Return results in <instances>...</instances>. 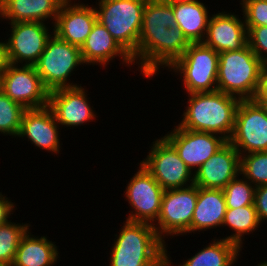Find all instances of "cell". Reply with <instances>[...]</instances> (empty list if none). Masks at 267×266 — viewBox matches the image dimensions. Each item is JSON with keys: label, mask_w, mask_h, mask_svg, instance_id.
I'll list each match as a JSON object with an SVG mask.
<instances>
[{"label": "cell", "mask_w": 267, "mask_h": 266, "mask_svg": "<svg viewBox=\"0 0 267 266\" xmlns=\"http://www.w3.org/2000/svg\"><path fill=\"white\" fill-rule=\"evenodd\" d=\"M187 97V106L178 126L186 130L217 134L229 141L241 99L218 90L192 93Z\"/></svg>", "instance_id": "6da1fadb"}, {"label": "cell", "mask_w": 267, "mask_h": 266, "mask_svg": "<svg viewBox=\"0 0 267 266\" xmlns=\"http://www.w3.org/2000/svg\"><path fill=\"white\" fill-rule=\"evenodd\" d=\"M115 234L109 266H166V244L153 225L125 221Z\"/></svg>", "instance_id": "7a4b0ae2"}, {"label": "cell", "mask_w": 267, "mask_h": 266, "mask_svg": "<svg viewBox=\"0 0 267 266\" xmlns=\"http://www.w3.org/2000/svg\"><path fill=\"white\" fill-rule=\"evenodd\" d=\"M176 26L172 3L147 0L138 42V68L150 79L163 68V35L166 28Z\"/></svg>", "instance_id": "3957f363"}, {"label": "cell", "mask_w": 267, "mask_h": 266, "mask_svg": "<svg viewBox=\"0 0 267 266\" xmlns=\"http://www.w3.org/2000/svg\"><path fill=\"white\" fill-rule=\"evenodd\" d=\"M264 64L247 44L219 53L217 90L241 100L253 99Z\"/></svg>", "instance_id": "277c9868"}, {"label": "cell", "mask_w": 267, "mask_h": 266, "mask_svg": "<svg viewBox=\"0 0 267 266\" xmlns=\"http://www.w3.org/2000/svg\"><path fill=\"white\" fill-rule=\"evenodd\" d=\"M147 0H98L95 7L97 21L119 45L132 57L138 59V42Z\"/></svg>", "instance_id": "5b68a950"}, {"label": "cell", "mask_w": 267, "mask_h": 266, "mask_svg": "<svg viewBox=\"0 0 267 266\" xmlns=\"http://www.w3.org/2000/svg\"><path fill=\"white\" fill-rule=\"evenodd\" d=\"M219 53L203 42L191 43L167 70L183 78L186 94L217 91Z\"/></svg>", "instance_id": "8992f818"}, {"label": "cell", "mask_w": 267, "mask_h": 266, "mask_svg": "<svg viewBox=\"0 0 267 266\" xmlns=\"http://www.w3.org/2000/svg\"><path fill=\"white\" fill-rule=\"evenodd\" d=\"M79 65L84 66L80 48L52 33L34 66L44 86L52 91L58 88L79 86V84L69 81V77Z\"/></svg>", "instance_id": "52a82bcc"}, {"label": "cell", "mask_w": 267, "mask_h": 266, "mask_svg": "<svg viewBox=\"0 0 267 266\" xmlns=\"http://www.w3.org/2000/svg\"><path fill=\"white\" fill-rule=\"evenodd\" d=\"M198 198V186L192 184L164 191L160 213L153 227L158 237L166 244V236L191 233V220Z\"/></svg>", "instance_id": "ba28073f"}, {"label": "cell", "mask_w": 267, "mask_h": 266, "mask_svg": "<svg viewBox=\"0 0 267 266\" xmlns=\"http://www.w3.org/2000/svg\"><path fill=\"white\" fill-rule=\"evenodd\" d=\"M145 159L140 163L164 189H177L194 184L192 172L175 148L161 137L153 141Z\"/></svg>", "instance_id": "9c48e42d"}, {"label": "cell", "mask_w": 267, "mask_h": 266, "mask_svg": "<svg viewBox=\"0 0 267 266\" xmlns=\"http://www.w3.org/2000/svg\"><path fill=\"white\" fill-rule=\"evenodd\" d=\"M229 142L240 155L267 151V107L253 99L241 100Z\"/></svg>", "instance_id": "30bf717a"}, {"label": "cell", "mask_w": 267, "mask_h": 266, "mask_svg": "<svg viewBox=\"0 0 267 266\" xmlns=\"http://www.w3.org/2000/svg\"><path fill=\"white\" fill-rule=\"evenodd\" d=\"M139 165L138 171L130 178L124 191L125 199L133 209L126 220L154 225L160 213L165 190L141 163Z\"/></svg>", "instance_id": "8fae6325"}, {"label": "cell", "mask_w": 267, "mask_h": 266, "mask_svg": "<svg viewBox=\"0 0 267 266\" xmlns=\"http://www.w3.org/2000/svg\"><path fill=\"white\" fill-rule=\"evenodd\" d=\"M1 91L25 109L48 106L49 90L44 86L34 65L8 63L2 74Z\"/></svg>", "instance_id": "7c38bea8"}, {"label": "cell", "mask_w": 267, "mask_h": 266, "mask_svg": "<svg viewBox=\"0 0 267 266\" xmlns=\"http://www.w3.org/2000/svg\"><path fill=\"white\" fill-rule=\"evenodd\" d=\"M11 34L5 40L8 63L15 65H35L47 41L54 33L43 22H16L9 23ZM24 62V63H23Z\"/></svg>", "instance_id": "4fadbf2b"}, {"label": "cell", "mask_w": 267, "mask_h": 266, "mask_svg": "<svg viewBox=\"0 0 267 266\" xmlns=\"http://www.w3.org/2000/svg\"><path fill=\"white\" fill-rule=\"evenodd\" d=\"M177 151L179 157L194 173L228 141L217 134L186 130L174 126L163 136Z\"/></svg>", "instance_id": "5bb4252c"}, {"label": "cell", "mask_w": 267, "mask_h": 266, "mask_svg": "<svg viewBox=\"0 0 267 266\" xmlns=\"http://www.w3.org/2000/svg\"><path fill=\"white\" fill-rule=\"evenodd\" d=\"M86 88L80 86L58 88L49 91L48 107L62 127H78L96 117L93 106L87 100Z\"/></svg>", "instance_id": "9a60e30c"}, {"label": "cell", "mask_w": 267, "mask_h": 266, "mask_svg": "<svg viewBox=\"0 0 267 266\" xmlns=\"http://www.w3.org/2000/svg\"><path fill=\"white\" fill-rule=\"evenodd\" d=\"M240 175V154L228 141L194 173V184L206 189H221Z\"/></svg>", "instance_id": "2e32d148"}, {"label": "cell", "mask_w": 267, "mask_h": 266, "mask_svg": "<svg viewBox=\"0 0 267 266\" xmlns=\"http://www.w3.org/2000/svg\"><path fill=\"white\" fill-rule=\"evenodd\" d=\"M75 2L61 4L54 33L60 39L81 48L97 21V14L93 5L91 7Z\"/></svg>", "instance_id": "e0dca14e"}, {"label": "cell", "mask_w": 267, "mask_h": 266, "mask_svg": "<svg viewBox=\"0 0 267 266\" xmlns=\"http://www.w3.org/2000/svg\"><path fill=\"white\" fill-rule=\"evenodd\" d=\"M58 129L60 126L48 106L26 109L22 116L17 139L26 137L37 148L57 154L61 150Z\"/></svg>", "instance_id": "ac0fdd59"}, {"label": "cell", "mask_w": 267, "mask_h": 266, "mask_svg": "<svg viewBox=\"0 0 267 266\" xmlns=\"http://www.w3.org/2000/svg\"><path fill=\"white\" fill-rule=\"evenodd\" d=\"M203 43L218 53L241 50L248 44L244 19L236 13L218 11L210 16Z\"/></svg>", "instance_id": "d6986e66"}, {"label": "cell", "mask_w": 267, "mask_h": 266, "mask_svg": "<svg viewBox=\"0 0 267 266\" xmlns=\"http://www.w3.org/2000/svg\"><path fill=\"white\" fill-rule=\"evenodd\" d=\"M82 60L86 65H102L106 67L117 56L123 62L122 65H133L132 57L119 45L104 25L96 21L91 33L80 48Z\"/></svg>", "instance_id": "ffe728a7"}, {"label": "cell", "mask_w": 267, "mask_h": 266, "mask_svg": "<svg viewBox=\"0 0 267 266\" xmlns=\"http://www.w3.org/2000/svg\"><path fill=\"white\" fill-rule=\"evenodd\" d=\"M58 0H3L0 3V18L16 22H43L52 20V27L60 9Z\"/></svg>", "instance_id": "44dd1931"}, {"label": "cell", "mask_w": 267, "mask_h": 266, "mask_svg": "<svg viewBox=\"0 0 267 266\" xmlns=\"http://www.w3.org/2000/svg\"><path fill=\"white\" fill-rule=\"evenodd\" d=\"M226 209L223 190L198 187V198L191 220V233L221 228Z\"/></svg>", "instance_id": "7402d4cb"}, {"label": "cell", "mask_w": 267, "mask_h": 266, "mask_svg": "<svg viewBox=\"0 0 267 266\" xmlns=\"http://www.w3.org/2000/svg\"><path fill=\"white\" fill-rule=\"evenodd\" d=\"M55 242L33 236L28 230L21 238L12 266H53L59 257Z\"/></svg>", "instance_id": "603a6c76"}, {"label": "cell", "mask_w": 267, "mask_h": 266, "mask_svg": "<svg viewBox=\"0 0 267 266\" xmlns=\"http://www.w3.org/2000/svg\"><path fill=\"white\" fill-rule=\"evenodd\" d=\"M204 4L201 1L172 3L176 25L190 43L203 42L205 39L210 11Z\"/></svg>", "instance_id": "cb8c5ba5"}, {"label": "cell", "mask_w": 267, "mask_h": 266, "mask_svg": "<svg viewBox=\"0 0 267 266\" xmlns=\"http://www.w3.org/2000/svg\"><path fill=\"white\" fill-rule=\"evenodd\" d=\"M213 241L204 246L191 258H188L177 266H233L237 262L241 249L233 242L224 239H212ZM217 240V241H216ZM170 255L166 247V266L171 265Z\"/></svg>", "instance_id": "d4e9b609"}, {"label": "cell", "mask_w": 267, "mask_h": 266, "mask_svg": "<svg viewBox=\"0 0 267 266\" xmlns=\"http://www.w3.org/2000/svg\"><path fill=\"white\" fill-rule=\"evenodd\" d=\"M261 225L254 205L243 206L237 209H226L222 226H228L233 233L224 239L235 243L241 250L243 248L244 234L249 235Z\"/></svg>", "instance_id": "484cf974"}, {"label": "cell", "mask_w": 267, "mask_h": 266, "mask_svg": "<svg viewBox=\"0 0 267 266\" xmlns=\"http://www.w3.org/2000/svg\"><path fill=\"white\" fill-rule=\"evenodd\" d=\"M31 225L29 223H14L9 220L0 225V265H12L21 238Z\"/></svg>", "instance_id": "4316f807"}, {"label": "cell", "mask_w": 267, "mask_h": 266, "mask_svg": "<svg viewBox=\"0 0 267 266\" xmlns=\"http://www.w3.org/2000/svg\"><path fill=\"white\" fill-rule=\"evenodd\" d=\"M240 176L255 187L267 185V151L240 155Z\"/></svg>", "instance_id": "83f0119b"}, {"label": "cell", "mask_w": 267, "mask_h": 266, "mask_svg": "<svg viewBox=\"0 0 267 266\" xmlns=\"http://www.w3.org/2000/svg\"><path fill=\"white\" fill-rule=\"evenodd\" d=\"M239 176L231 180L223 189L227 209L254 205L256 187L243 176L240 178Z\"/></svg>", "instance_id": "f1b7e54d"}, {"label": "cell", "mask_w": 267, "mask_h": 266, "mask_svg": "<svg viewBox=\"0 0 267 266\" xmlns=\"http://www.w3.org/2000/svg\"><path fill=\"white\" fill-rule=\"evenodd\" d=\"M26 109L13 101L2 91L0 92V134L18 136L22 116Z\"/></svg>", "instance_id": "f546056e"}, {"label": "cell", "mask_w": 267, "mask_h": 266, "mask_svg": "<svg viewBox=\"0 0 267 266\" xmlns=\"http://www.w3.org/2000/svg\"><path fill=\"white\" fill-rule=\"evenodd\" d=\"M190 44L177 25L166 28L163 35V70L180 58Z\"/></svg>", "instance_id": "4dcf8cb0"}, {"label": "cell", "mask_w": 267, "mask_h": 266, "mask_svg": "<svg viewBox=\"0 0 267 266\" xmlns=\"http://www.w3.org/2000/svg\"><path fill=\"white\" fill-rule=\"evenodd\" d=\"M246 27L267 26V0L239 1Z\"/></svg>", "instance_id": "1f68e13d"}, {"label": "cell", "mask_w": 267, "mask_h": 266, "mask_svg": "<svg viewBox=\"0 0 267 266\" xmlns=\"http://www.w3.org/2000/svg\"><path fill=\"white\" fill-rule=\"evenodd\" d=\"M247 40L251 50L262 61L267 64V26L246 27Z\"/></svg>", "instance_id": "d6a6232c"}, {"label": "cell", "mask_w": 267, "mask_h": 266, "mask_svg": "<svg viewBox=\"0 0 267 266\" xmlns=\"http://www.w3.org/2000/svg\"><path fill=\"white\" fill-rule=\"evenodd\" d=\"M254 206L260 223L267 221V185L256 187Z\"/></svg>", "instance_id": "836d02e7"}, {"label": "cell", "mask_w": 267, "mask_h": 266, "mask_svg": "<svg viewBox=\"0 0 267 266\" xmlns=\"http://www.w3.org/2000/svg\"><path fill=\"white\" fill-rule=\"evenodd\" d=\"M253 100L257 104L267 107V64L263 66L258 88Z\"/></svg>", "instance_id": "e575fe53"}, {"label": "cell", "mask_w": 267, "mask_h": 266, "mask_svg": "<svg viewBox=\"0 0 267 266\" xmlns=\"http://www.w3.org/2000/svg\"><path fill=\"white\" fill-rule=\"evenodd\" d=\"M15 202L13 203L8 197L2 195L0 192V225L7 223L10 219L11 213L14 212Z\"/></svg>", "instance_id": "d590c367"}, {"label": "cell", "mask_w": 267, "mask_h": 266, "mask_svg": "<svg viewBox=\"0 0 267 266\" xmlns=\"http://www.w3.org/2000/svg\"><path fill=\"white\" fill-rule=\"evenodd\" d=\"M8 65L5 41H0V74H3Z\"/></svg>", "instance_id": "8d00e7d4"}, {"label": "cell", "mask_w": 267, "mask_h": 266, "mask_svg": "<svg viewBox=\"0 0 267 266\" xmlns=\"http://www.w3.org/2000/svg\"><path fill=\"white\" fill-rule=\"evenodd\" d=\"M169 3H190L193 1H198V0H165Z\"/></svg>", "instance_id": "74e56055"}, {"label": "cell", "mask_w": 267, "mask_h": 266, "mask_svg": "<svg viewBox=\"0 0 267 266\" xmlns=\"http://www.w3.org/2000/svg\"><path fill=\"white\" fill-rule=\"evenodd\" d=\"M61 4L67 3V2H73L74 0H58ZM77 1V0H76Z\"/></svg>", "instance_id": "f35d334b"}, {"label": "cell", "mask_w": 267, "mask_h": 266, "mask_svg": "<svg viewBox=\"0 0 267 266\" xmlns=\"http://www.w3.org/2000/svg\"><path fill=\"white\" fill-rule=\"evenodd\" d=\"M256 266H267V260L266 261H261L258 265Z\"/></svg>", "instance_id": "ab89813d"}, {"label": "cell", "mask_w": 267, "mask_h": 266, "mask_svg": "<svg viewBox=\"0 0 267 266\" xmlns=\"http://www.w3.org/2000/svg\"><path fill=\"white\" fill-rule=\"evenodd\" d=\"M1 86H2V74H0V92H1Z\"/></svg>", "instance_id": "60d3db41"}]
</instances>
